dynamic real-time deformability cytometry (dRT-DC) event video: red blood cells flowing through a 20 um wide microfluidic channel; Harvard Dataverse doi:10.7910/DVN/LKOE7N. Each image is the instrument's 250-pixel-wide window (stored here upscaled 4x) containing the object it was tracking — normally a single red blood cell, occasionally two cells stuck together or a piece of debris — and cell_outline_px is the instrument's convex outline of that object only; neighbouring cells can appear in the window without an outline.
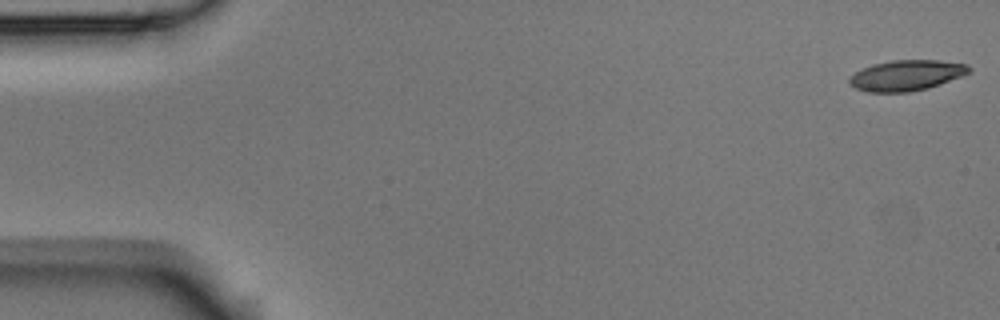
{"species": "Egyptian fruit bat (a non-hibernating species)", "species_latin": "Rousettus aegyptiacus", "temperature_condition": "room temperature", "stored_images_in_passage": 53, "camera_frame_rate_fps": 3000, "um_per_image_px": 0.085, "animal": {"sex": "male"}, "frame": {"image": 1, "passage_image": 1, "time_ms": 0.0, "image_size_px": [1000, 320], "cell_outline_px": [[972, 72], [940, 84], [928, 88], [908, 92], [868, 92], [856, 88], [848, 84], [848, 80], [856, 72], [872, 64], [892, 60], [940, 60], [968, 64], [972, 68]], "centroid_in_image_um": [77.08, 6.4], "position_along_channel_um": 7.9, "area_um2": 21.39}}
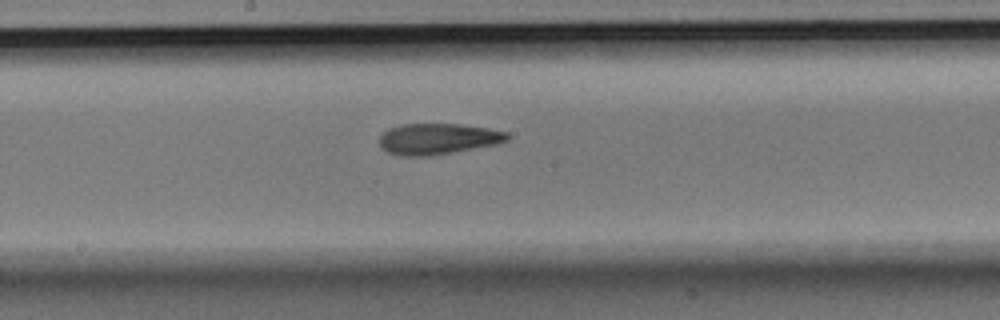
{"frame": {"image": 2, "passage_image": 28, "time_ms": 9.0, "image_size_px": [1000, 320], "cell_outline_px": [[508, 140], [496, 144], [432, 156], [400, 156], [388, 152], [380, 148], [380, 136], [388, 128], [400, 124], [460, 124], [488, 128], [508, 132]], "centroid_in_image_um": [37.19, 11.8], "position_along_channel_um": 211.0, "area_um2": 23.18}}
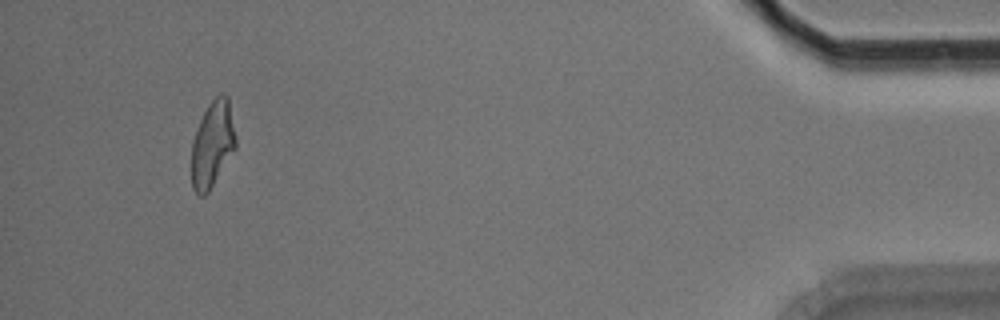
{"frame": {"image": 3, "passage_image": 50, "time_ms": 16.333, "image_size_px": [1000, 320], "cell_outline_px": [[236, 148], [208, 192], [204, 196], [200, 196], [192, 188], [192, 140], [200, 120], [208, 104], [220, 92], [224, 92], [228, 96], [236, 136]], "centroid_in_image_um": [18.07, 12.22], "position_along_channel_um": 417.1, "area_um2": 22.2}, "authors_computed_cell_mechanics": {"area_um2": 22.7154, "velocity_mm_per_s": 3.7798, "shape_relaxation_time_tau1_ms": 6.7286, "shape_relaxation_time_tau2_ms": 4.6004, "deformation_change_tau1": 0.2266, "deformation_change_tau2": 0.1484}}